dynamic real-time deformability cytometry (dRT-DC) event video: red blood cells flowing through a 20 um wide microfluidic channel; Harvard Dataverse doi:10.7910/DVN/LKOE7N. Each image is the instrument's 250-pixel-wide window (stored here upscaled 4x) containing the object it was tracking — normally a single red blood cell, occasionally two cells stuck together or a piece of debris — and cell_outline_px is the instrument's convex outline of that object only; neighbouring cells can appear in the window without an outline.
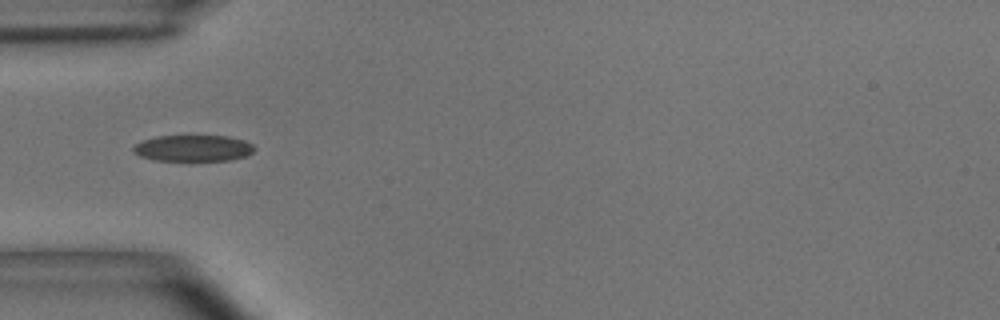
{"species": "common noctule bat (a hibernating species)", "species_latin": "Nyctalus noctula", "temperature_condition": "room temperature", "stored_images_in_passage": 38, "camera_frame_rate_fps": 3000, "um_per_image_px": 0.085, "animal": {"sex": "male", "body_mass_g": 15.6}, "frame": {"image": 1, "passage_image": 1, "time_ms": 0.0, "image_size_px": [1000, 320], "cell_outline_px": [[256, 148], [248, 156], [228, 160], [152, 160], [140, 156], [132, 152], [132, 148], [136, 144], [144, 140], [156, 136], [228, 136], [244, 140], [252, 144]], "centroid_in_image_um": [16.42, 12.59], "position_along_channel_um": 68.6, "area_um2": 18.55}}
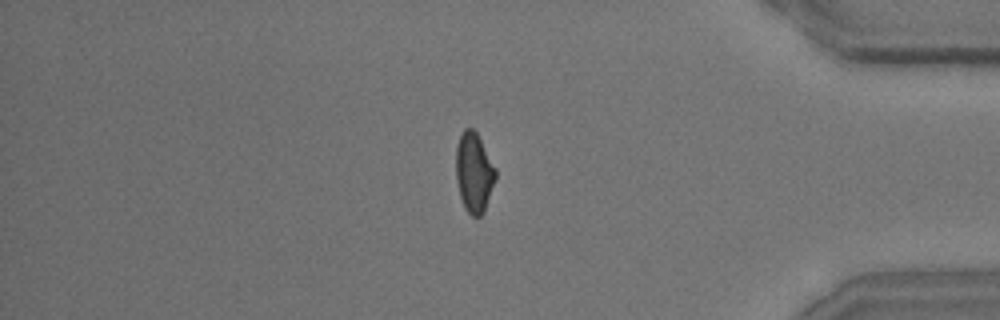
{"frame": {"image": 2, "passage_image": 30, "time_ms": 9.667, "image_size_px": [1000, 320], "cell_outline_px": [[496, 176], [484, 212], [480, 216], [472, 216], [464, 208], [460, 196], [456, 180], [456, 144], [464, 128], [472, 128], [476, 132], [496, 168]], "centroid_in_image_um": [40.27, 14.66], "position_along_channel_um": 394.9, "area_um2": 18.32}}
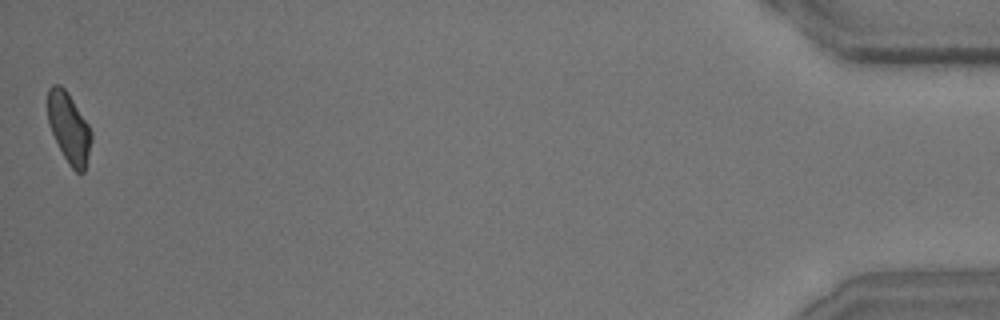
{"frame": {"image": 3, "passage_image": 38, "time_ms": 12.333, "image_size_px": [1000, 320], "cell_outline_px": [[92, 140], [84, 172], [76, 172], [68, 164], [48, 124], [48, 88], [52, 84], [60, 84], [68, 92], [88, 124], [92, 132]], "centroid_in_image_um": [5.86, 10.84], "position_along_channel_um": 429.3, "area_um2": 17.74}, "authors_computed_cell_mechanics": {"area_um2": 18.7272, "velocity_mm_per_s": 3.6676, "shape_relaxation_time_tau1_ms": 5.2111, "shape_relaxation_time_tau2_ms": 1.5358, "deformation_change_tau1": 0.1272, "deformation_change_tau2": 0.0711}}